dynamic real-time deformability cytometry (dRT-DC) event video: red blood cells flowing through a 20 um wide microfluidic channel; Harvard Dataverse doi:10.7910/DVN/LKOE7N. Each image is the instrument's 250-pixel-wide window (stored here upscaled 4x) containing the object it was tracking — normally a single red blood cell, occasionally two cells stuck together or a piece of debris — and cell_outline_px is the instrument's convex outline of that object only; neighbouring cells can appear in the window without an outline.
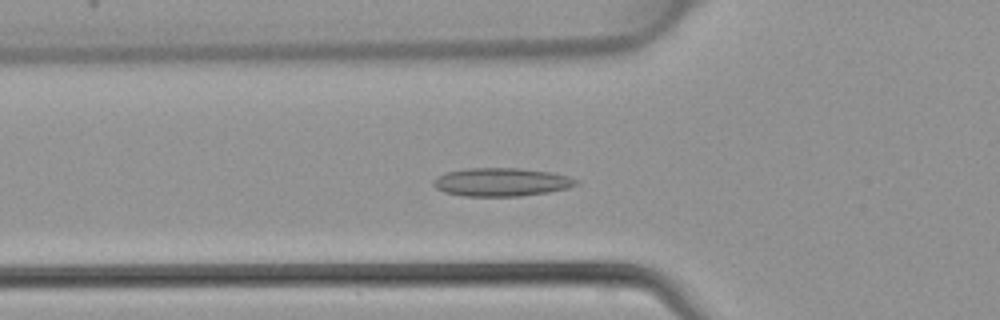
{"species": "common noctule bat (a hibernating species)", "species_latin": "Nyctalus noctula", "temperature_condition": "warm", "stored_images_in_passage": 45, "camera_frame_rate_fps": 3000, "um_per_image_px": 0.085, "animal": {"sex": "female", "body_mass_g": 22.7, "forearm_length_mm": 54.2}, "frame": {"image": 1, "passage_image": 15, "time_ms": 4.667, "image_size_px": [1000, 320], "cell_outline_px": [[580, 184], [568, 188], [548, 192], [520, 196], [464, 196], [444, 192], [436, 188], [432, 184], [432, 180], [436, 176], [444, 172], [468, 168], [520, 168], [552, 172], [568, 176], [580, 180]], "centroid_in_image_um": [42.62, 15.47], "position_along_channel_um": 83.2, "area_um2": 23.87}}
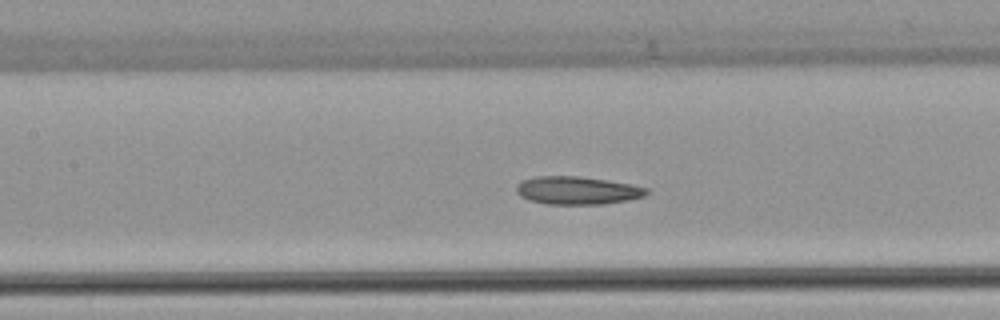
{"frame": {"image": 2, "passage_image": 20, "time_ms": 6.333, "image_size_px": [1000, 320], "cell_outline_px": [[648, 192], [644, 196], [628, 200], [604, 204], [548, 204], [528, 200], [520, 196], [516, 192], [516, 184], [524, 180], [536, 176], [580, 176], [608, 180], [632, 184], [648, 188]], "centroid_in_image_um": [49.07, 16.18], "position_along_channel_um": 158.3, "area_um2": 21.33}}
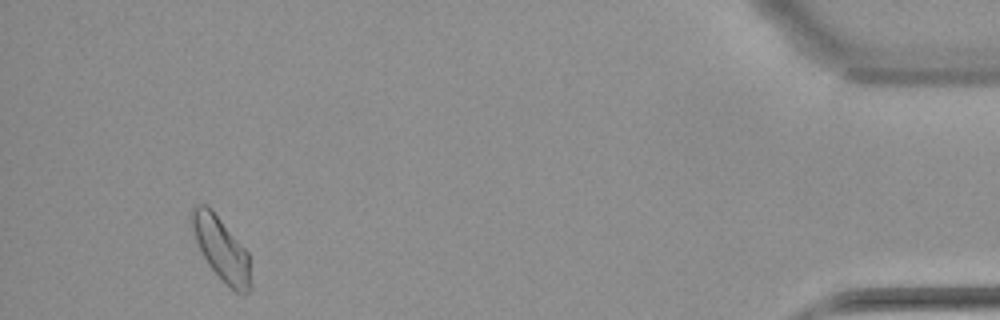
{"frame": {"image": 3, "passage_image": 42, "time_ms": 13.667, "image_size_px": [1000, 320], "cell_outline_px": [[252, 288], [244, 296], [236, 292], [208, 264], [196, 240], [192, 228], [188, 212], [196, 204], [204, 204], [212, 208], [248, 252]], "centroid_in_image_um": [18.81, 21.11], "position_along_channel_um": 416.4, "area_um2": 21.73}}